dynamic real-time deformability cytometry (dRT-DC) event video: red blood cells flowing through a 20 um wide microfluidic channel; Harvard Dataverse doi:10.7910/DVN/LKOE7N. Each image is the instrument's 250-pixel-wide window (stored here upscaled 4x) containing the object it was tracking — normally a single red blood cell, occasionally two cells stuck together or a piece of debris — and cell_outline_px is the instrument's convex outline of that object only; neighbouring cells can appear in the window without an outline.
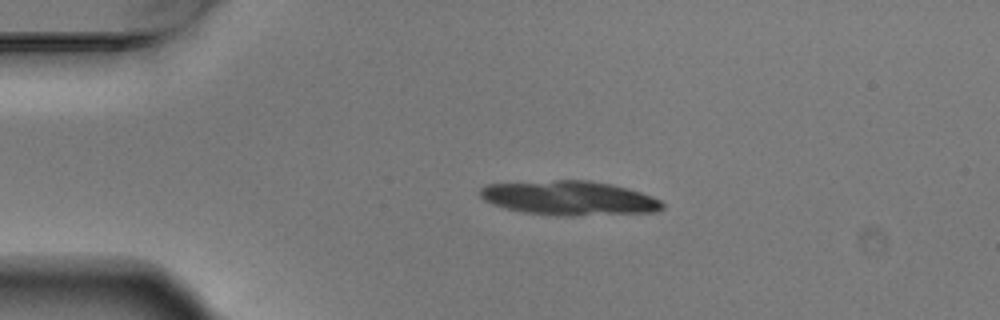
{"species": "Egyptian fruit bat (a non-hibernating species)", "species_latin": "Rousettus aegyptiacus", "temperature_condition": "warm", "stored_images_in_passage": 4, "camera_frame_rate_fps": 3000, "um_per_image_px": 0.085, "animal": {"sex": "male"}, "frame": {"image": 1, "passage_image": 2, "time_ms": 0.333, "image_size_px": [1000, 320], "cell_outline_px": [[664, 208], [656, 212], [572, 216], [556, 216], [524, 212], [504, 208], [492, 204], [484, 200], [480, 196], [480, 188], [488, 184], [556, 180], [588, 180], [612, 184], [628, 188], [652, 196], [660, 200], [664, 204]], "centroid_in_image_um": [48.4, 16.84], "position_along_channel_um": 36.6, "area_um2": 36.65}}
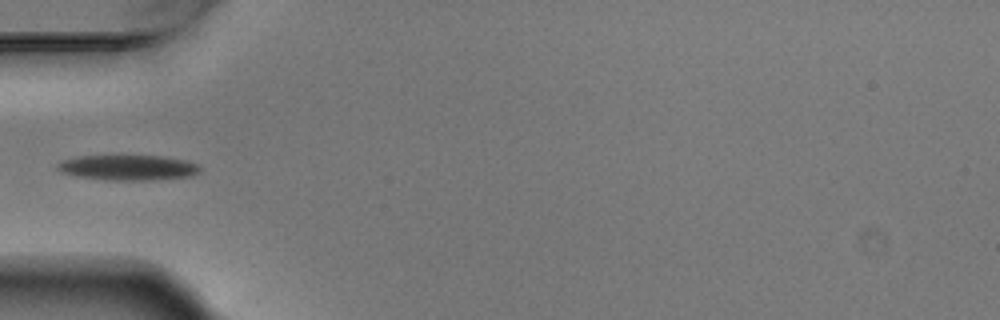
{"frame": {"image": 2, "passage_image": 4, "time_ms": 1.0, "image_size_px": [1000, 320], "cell_outline_px": [[200, 172], [192, 176], [156, 180], [108, 180], [76, 176], [64, 172], [56, 168], [56, 164], [64, 160], [80, 156], [160, 156], [188, 160], [200, 164]], "centroid_in_image_um": [10.96, 14.25], "position_along_channel_um": 74.0, "area_um2": 21.04}}